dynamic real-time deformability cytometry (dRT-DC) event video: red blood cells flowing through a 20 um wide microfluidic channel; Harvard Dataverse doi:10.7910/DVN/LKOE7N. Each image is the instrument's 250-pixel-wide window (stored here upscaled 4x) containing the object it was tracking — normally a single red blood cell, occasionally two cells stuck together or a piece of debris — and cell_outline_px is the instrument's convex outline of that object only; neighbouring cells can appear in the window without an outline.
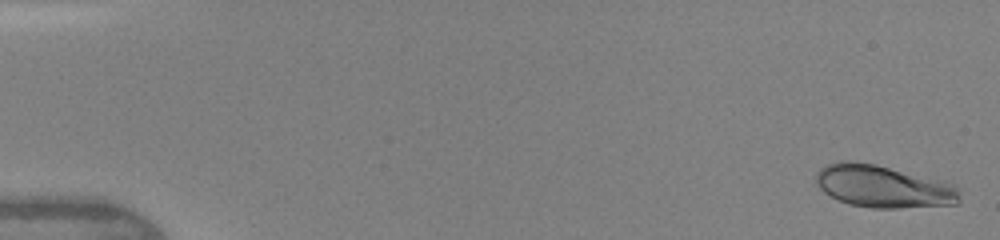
{"species": "human", "species_latin": "Homo sapiens", "temperature_condition": "warm", "stored_images_in_passage": 47, "camera_frame_rate_fps": 3000, "um_per_image_px": 0.085, "donor": {"sex": "female"}, "frame": {"image": 1, "passage_image": 2, "time_ms": 0.333, "image_size_px": [1000, 240], "cell_outline_px": [[960, 204], [900, 208], [872, 208], [848, 204], [824, 192], [816, 184], [816, 172], [820, 168], [828, 164], [840, 160], [852, 160], [876, 164], [944, 180], [956, 184], [960, 192]], "centroid_in_image_um": [75.12, 15.83], "position_along_channel_um": 9.9, "area_um2": 36.07}}
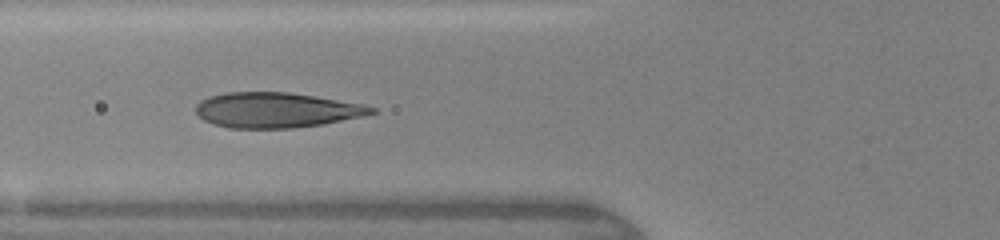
{"frame": {"image": 2, "passage_image": 19, "time_ms": 6.0, "image_size_px": [1000, 240], "cell_outline_px": [[376, 112], [364, 116], [324, 124], [292, 128], [228, 128], [212, 124], [204, 120], [196, 112], [196, 104], [200, 100], [208, 96], [228, 92], [288, 92], [364, 104], [376, 108]], "centroid_in_image_um": [23.48, 9.36], "position_along_channel_um": 102.3, "area_um2": 36.13}}
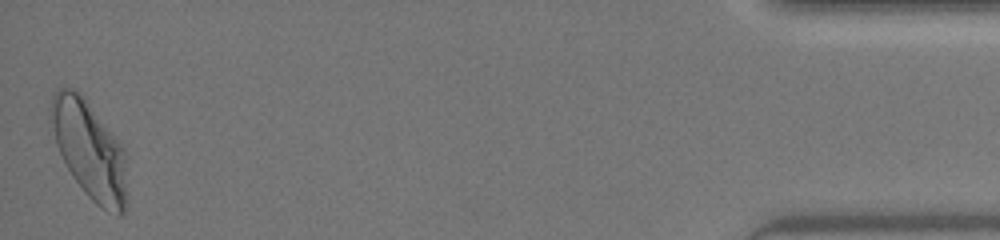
{"frame": {"image": 3, "passage_image": 47, "time_ms": 15.333, "image_size_px": [1000, 240], "cell_outline_px": [[124, 212], [120, 216], [108, 212], [100, 208], [84, 192], [72, 176], [56, 144], [48, 108], [52, 96], [60, 88], [72, 88], [84, 100], [124, 148]], "centroid_in_image_um": [7.55, 12.77], "position_along_channel_um": 427.6, "area_um2": 41.85}, "authors_computed_cell_mechanics": {"area_um2": 35.6626, "velocity_mm_per_s": 4.3395, "shape_relaxation_time_tau1_ms": 3.5852, "shape_relaxation_time_tau2_ms": null, "deformation_change_tau1": 0.1654, "deformation_change_tau2": null}}